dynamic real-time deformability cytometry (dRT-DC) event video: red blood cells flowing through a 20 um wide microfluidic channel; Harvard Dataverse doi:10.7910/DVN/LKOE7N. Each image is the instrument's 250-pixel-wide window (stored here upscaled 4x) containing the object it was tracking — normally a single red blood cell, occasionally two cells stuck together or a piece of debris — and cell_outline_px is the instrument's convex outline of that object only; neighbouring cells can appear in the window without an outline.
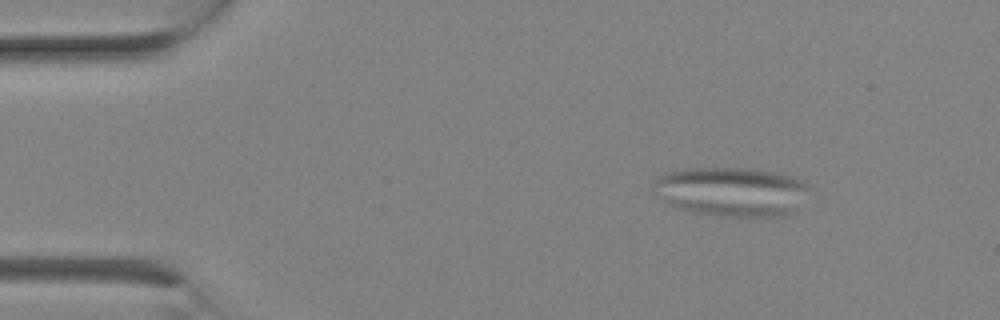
{"species": "Egyptian fruit bat (a non-hibernating species)", "species_latin": "Rousettus aegyptiacus", "temperature_condition": "room temperature", "stored_images_in_passage": 2, "camera_frame_rate_fps": 3000, "um_per_image_px": 0.085, "animal": {"sex": "female"}, "frame": {"image": 1, "passage_image": 1, "time_ms": 0.0, "image_size_px": [1000, 320], "cell_outline_px": [[808, 188], [792, 212], [784, 216], [720, 216], [692, 212], [676, 208], [652, 192], [652, 184], [656, 176], [664, 172], [688, 168], [748, 168], [776, 172], [792, 176], [804, 180], [808, 184]], "centroid_in_image_um": [62.09, 16.27], "position_along_channel_um": 22.9, "area_um2": 44.85}}